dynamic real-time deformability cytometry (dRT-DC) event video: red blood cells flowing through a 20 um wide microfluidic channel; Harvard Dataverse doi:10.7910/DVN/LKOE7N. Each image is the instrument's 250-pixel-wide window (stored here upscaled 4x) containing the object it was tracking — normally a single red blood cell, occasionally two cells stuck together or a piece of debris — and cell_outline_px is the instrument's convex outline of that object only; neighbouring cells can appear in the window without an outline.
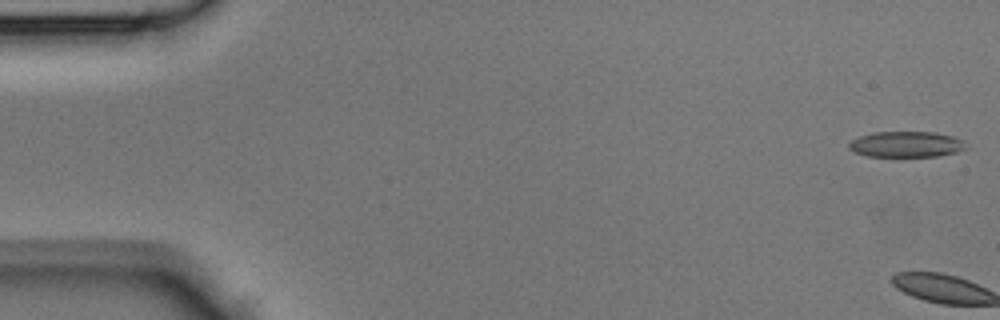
{"species": "Egyptian fruit bat (a non-hibernating species)", "species_latin": "Rousettus aegyptiacus", "temperature_condition": "room temperature", "stored_images_in_passage": 2, "camera_frame_rate_fps": 3000, "um_per_image_px": 0.085, "animal": {"sex": "male"}, "frame": {"image": 1, "passage_image": 1, "time_ms": 0.0, "image_size_px": [1000, 320], "cell_outline_px": [[968, 148], [956, 152], [936, 156], [864, 156], [852, 152], [848, 148], [848, 144], [852, 140], [860, 136], [872, 132], [936, 132], [952, 136], [964, 140]], "centroid_in_image_um": [77.02, 12.26], "position_along_channel_um": 8.0, "area_um2": 17.74}}